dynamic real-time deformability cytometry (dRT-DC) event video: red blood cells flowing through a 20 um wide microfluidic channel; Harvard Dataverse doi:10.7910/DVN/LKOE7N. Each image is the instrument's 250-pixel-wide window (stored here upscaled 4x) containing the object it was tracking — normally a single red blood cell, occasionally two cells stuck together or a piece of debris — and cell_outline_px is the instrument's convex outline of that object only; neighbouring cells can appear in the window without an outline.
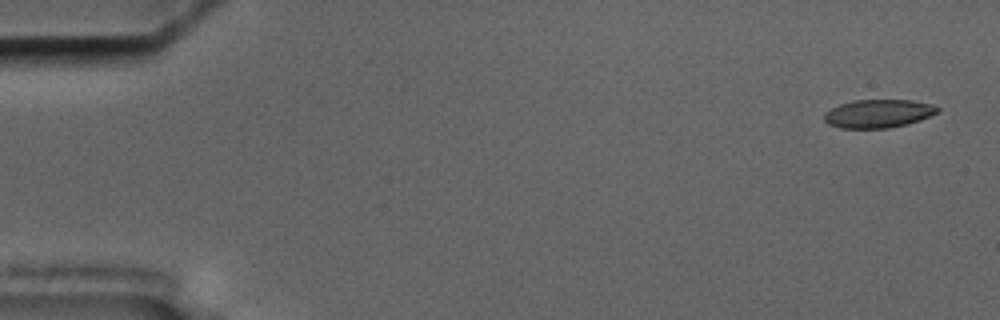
{"species": "common noctule bat (a hibernating species)", "species_latin": "Nyctalus noctula", "temperature_condition": "cold", "stored_images_in_passage": 4, "camera_frame_rate_fps": 3000, "um_per_image_px": 0.085, "animal": {"sex": "male", "body_mass_g": 17.5, "forearm_length_mm": 52.3}, "frame": {"image": 1, "passage_image": 1, "time_ms": 0.0, "image_size_px": [1000, 320], "cell_outline_px": [[940, 112], [920, 120], [908, 124], [888, 128], [840, 128], [828, 124], [824, 120], [824, 112], [840, 104], [852, 100], [912, 100], [932, 104], [940, 108]], "centroid_in_image_um": [74.67, 9.65], "position_along_channel_um": 10.3, "area_um2": 18.84}}